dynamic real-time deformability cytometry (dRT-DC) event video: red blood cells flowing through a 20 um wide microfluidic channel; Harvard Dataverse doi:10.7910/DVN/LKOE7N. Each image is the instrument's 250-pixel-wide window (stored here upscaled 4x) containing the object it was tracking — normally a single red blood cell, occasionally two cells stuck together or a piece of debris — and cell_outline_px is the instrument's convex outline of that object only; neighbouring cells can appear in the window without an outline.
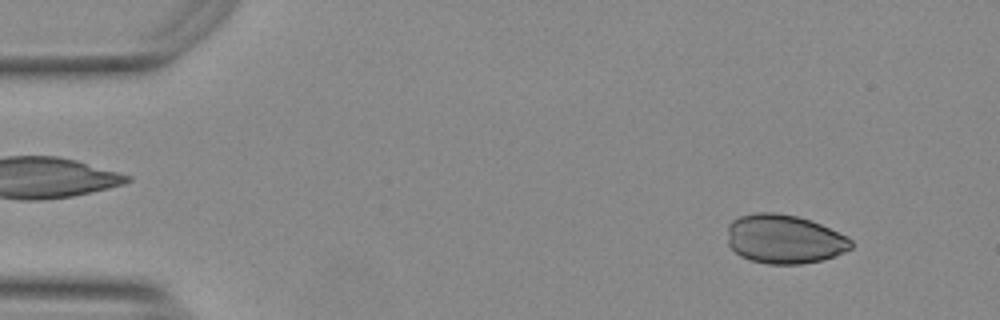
{"species": "Egyptian fruit bat (a non-hibernating species)", "species_latin": "Rousettus aegyptiacus", "temperature_condition": "warm", "stored_images_in_passage": 53, "camera_frame_rate_fps": 3000, "um_per_image_px": 0.085, "animal": {"sex": "female"}, "frame": {"image": 1, "passage_image": 5, "time_ms": 1.333, "image_size_px": [1000, 320], "cell_outline_px": [[852, 248], [844, 252], [820, 260], [800, 264], [768, 264], [752, 260], [740, 256], [728, 244], [728, 224], [732, 220], [740, 216], [756, 212], [776, 212], [796, 216], [812, 220], [848, 236], [852, 240]], "centroid_in_image_um": [66.66, 20.31], "position_along_channel_um": 18.3, "area_um2": 35.37}}
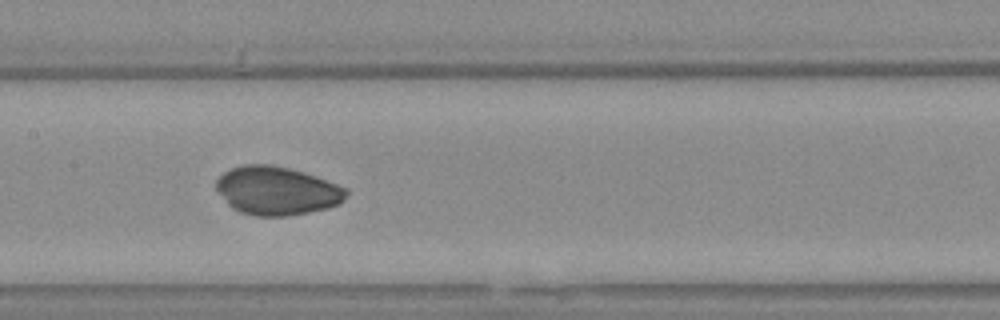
{"frame": {"image": 2, "passage_image": 26, "time_ms": 8.333, "image_size_px": [1000, 320], "cell_outline_px": [[348, 192], [344, 200], [340, 204], [328, 208], [288, 216], [256, 216], [240, 212], [232, 208], [228, 204], [216, 188], [216, 180], [224, 172], [232, 168], [244, 164], [268, 164], [288, 168], [304, 172], [316, 176], [348, 188]], "centroid_in_image_um": [23.55, 16.21], "position_along_channel_um": 183.8, "area_um2": 36.76}}